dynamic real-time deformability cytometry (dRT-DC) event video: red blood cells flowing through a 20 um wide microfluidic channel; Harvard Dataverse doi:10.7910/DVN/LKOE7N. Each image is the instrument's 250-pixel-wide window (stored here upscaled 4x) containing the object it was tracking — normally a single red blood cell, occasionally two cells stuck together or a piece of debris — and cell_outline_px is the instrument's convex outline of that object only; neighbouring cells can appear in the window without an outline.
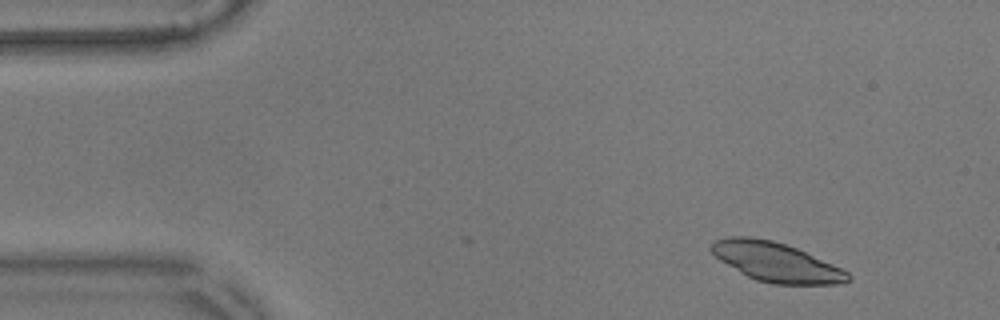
{"species": "common noctule bat (a hibernating species)", "species_latin": "Nyctalus noctula", "temperature_condition": "warm", "stored_images_in_passage": 42, "camera_frame_rate_fps": 3000, "um_per_image_px": 0.085, "animal": {"sex": "male", "body_mass_g": 17.9}, "frame": {"image": 1, "passage_image": 4, "time_ms": 1.0, "image_size_px": [1000, 320], "cell_outline_px": [[852, 280], [840, 284], [772, 284], [756, 280], [740, 272], [720, 260], [712, 252], [712, 244], [716, 240], [732, 236], [752, 236], [772, 240], [796, 248], [832, 264], [848, 272], [852, 276]], "centroid_in_image_um": [65.99, 22.28], "position_along_channel_um": 19.0, "area_um2": 30.92}}